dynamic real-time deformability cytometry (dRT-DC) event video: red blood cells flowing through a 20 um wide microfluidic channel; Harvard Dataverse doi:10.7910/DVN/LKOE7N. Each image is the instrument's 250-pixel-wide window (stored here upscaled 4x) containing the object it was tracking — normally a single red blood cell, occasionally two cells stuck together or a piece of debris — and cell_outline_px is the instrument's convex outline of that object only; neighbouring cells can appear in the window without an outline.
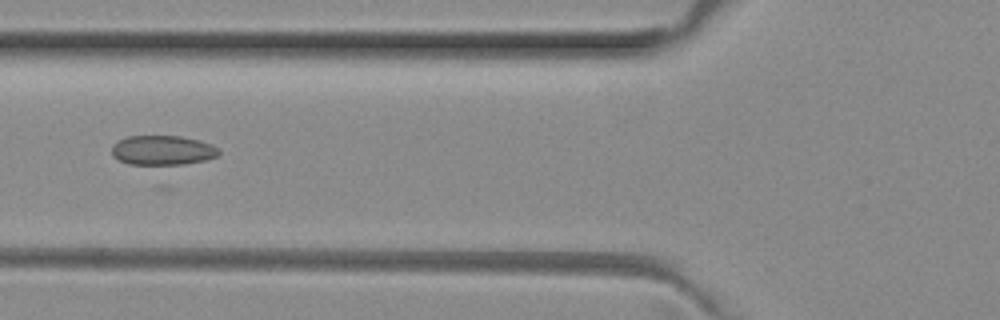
{"species": "common noctule bat (a hibernating species)", "species_latin": "Nyctalus noctula", "temperature_condition": "room temperature", "stored_images_in_passage": 6, "camera_frame_rate_fps": 3000, "um_per_image_px": 0.085, "animal": {"sex": "female", "body_mass_g": 29.2, "forearm_length_mm": 56.3}, "frame": {"image": 1, "passage_image": 4, "time_ms": 1.0, "image_size_px": [1000, 320], "cell_outline_px": [[220, 152], [216, 156], [204, 160], [168, 168], [160, 168], [128, 164], [112, 156], [112, 144], [128, 136], [180, 136], [200, 140], [212, 144], [220, 148]], "centroid_in_image_um": [13.82, 12.83], "position_along_channel_um": 112.0, "area_um2": 19.42}}